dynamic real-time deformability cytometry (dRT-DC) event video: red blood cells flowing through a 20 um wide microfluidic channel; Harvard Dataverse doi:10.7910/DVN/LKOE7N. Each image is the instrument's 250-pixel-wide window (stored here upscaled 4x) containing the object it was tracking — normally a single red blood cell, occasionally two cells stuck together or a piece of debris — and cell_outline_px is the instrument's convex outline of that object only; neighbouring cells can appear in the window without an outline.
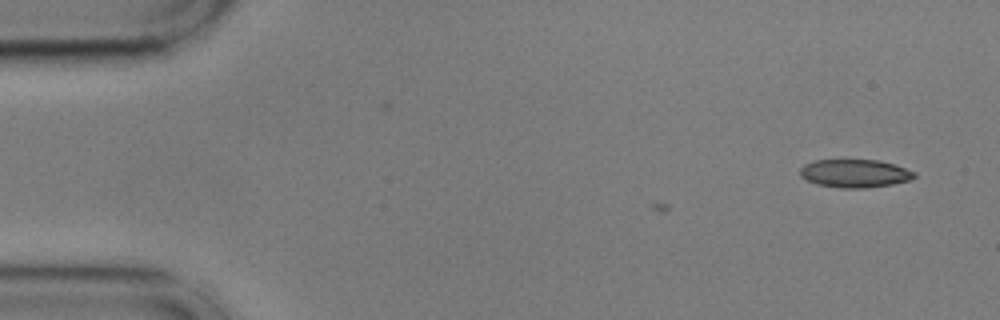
{"species": "common noctule bat (a hibernating species)", "species_latin": "Nyctalus noctula", "temperature_condition": "cold", "stored_images_in_passage": 8, "camera_frame_rate_fps": 3000, "um_per_image_px": 0.085, "animal": {"sex": "male", "body_mass_g": 17.9, "forearm_length_mm": 54.2}, "frame": {"image": 1, "passage_image": 1, "time_ms": 0.0, "image_size_px": [1000, 320], "cell_outline_px": [[916, 176], [908, 180], [892, 184], [864, 188], [840, 188], [816, 184], [800, 176], [800, 168], [804, 164], [816, 160], [876, 160], [892, 164], [916, 172]], "centroid_in_image_um": [72.62, 14.74], "position_along_channel_um": 12.4, "area_um2": 18.55}}